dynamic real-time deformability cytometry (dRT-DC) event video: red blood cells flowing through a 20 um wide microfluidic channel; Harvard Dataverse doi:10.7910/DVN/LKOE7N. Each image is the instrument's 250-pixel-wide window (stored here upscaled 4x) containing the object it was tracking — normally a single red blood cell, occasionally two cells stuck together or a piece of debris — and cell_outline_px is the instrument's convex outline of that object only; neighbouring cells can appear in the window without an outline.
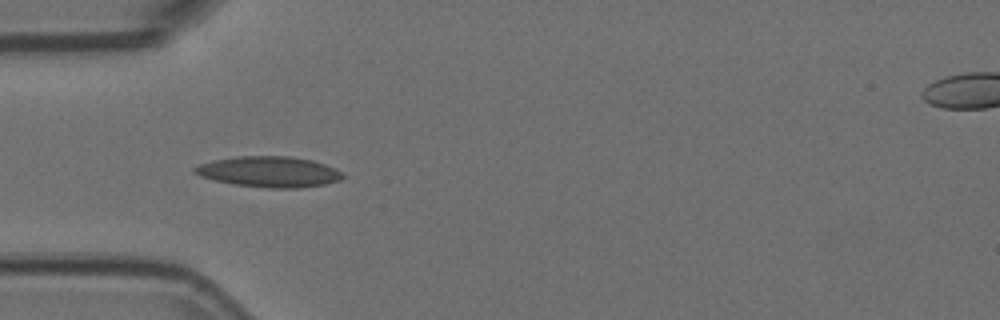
{"species": "Egyptian fruit bat (a non-hibernating species)", "species_latin": "Rousettus aegyptiacus", "temperature_condition": "room temperature", "stored_images_in_passage": 4, "camera_frame_rate_fps": 3000, "um_per_image_px": 0.085, "animal": {"sex": "female"}, "frame": {"image": 1, "passage_image": 3, "time_ms": 0.667, "image_size_px": [1000, 320], "cell_outline_px": [[344, 176], [340, 180], [324, 184], [300, 188], [268, 188], [232, 184], [200, 176], [192, 172], [192, 168], [200, 164], [212, 160], [240, 156], [288, 156], [312, 160], [336, 168], [344, 172]], "centroid_in_image_um": [22.88, 14.6], "position_along_channel_um": 62.1, "area_um2": 26.59}}
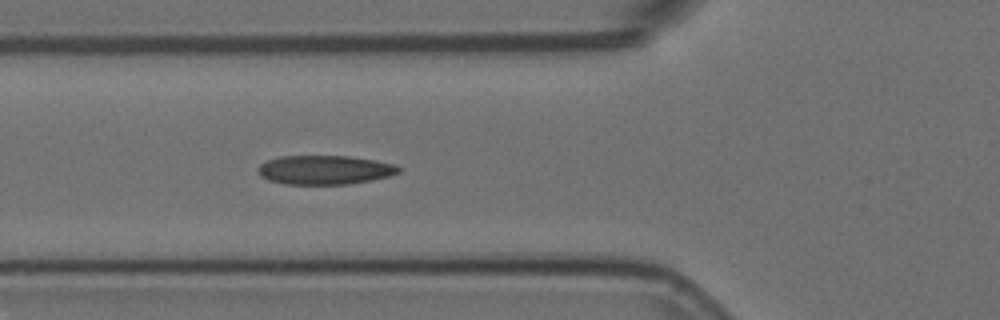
{"frame": {"image": 2, "passage_image": 4, "time_ms": 1.0, "image_size_px": [1000, 320], "cell_outline_px": [[404, 168], [400, 172], [388, 176], [372, 180], [348, 184], [284, 184], [268, 180], [260, 176], [256, 168], [260, 164], [268, 160], [280, 156], [348, 156], [376, 160], [396, 164]], "centroid_in_image_um": [27.62, 14.44], "position_along_channel_um": 98.2, "area_um2": 24.04}}